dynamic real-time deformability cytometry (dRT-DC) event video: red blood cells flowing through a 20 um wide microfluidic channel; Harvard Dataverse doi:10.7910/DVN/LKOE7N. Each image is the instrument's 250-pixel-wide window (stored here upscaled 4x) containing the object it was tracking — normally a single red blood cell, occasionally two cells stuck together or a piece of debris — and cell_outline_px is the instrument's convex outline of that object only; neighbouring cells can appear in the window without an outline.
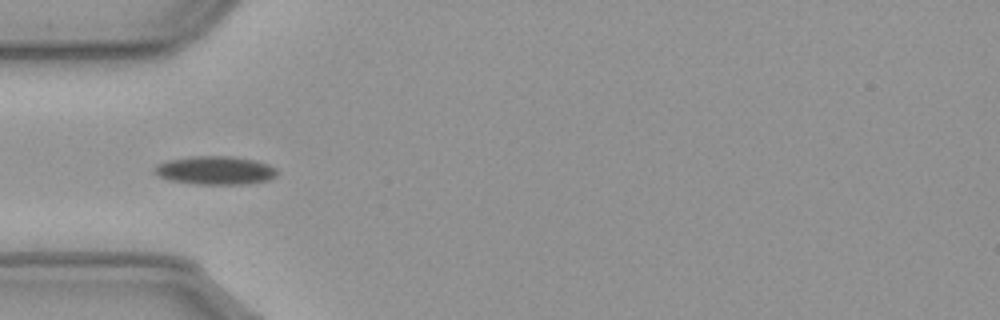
{"species": "common noctule bat (a hibernating species)", "species_latin": "Nyctalus noctula", "temperature_condition": "cold", "stored_images_in_passage": 12, "camera_frame_rate_fps": 3000, "um_per_image_px": 0.085, "animal": {"sex": "male", "body_mass_g": 23.1, "forearm_length_mm": 52.7}, "frame": {"image": 1, "passage_image": 6, "time_ms": 1.667, "image_size_px": [1000, 320], "cell_outline_px": [[276, 176], [268, 180], [248, 184], [196, 184], [172, 180], [160, 176], [156, 172], [156, 168], [160, 164], [168, 160], [192, 156], [228, 156], [252, 160], [268, 164], [276, 168]], "centroid_in_image_um": [18.35, 14.48], "position_along_channel_um": 66.6, "area_um2": 19.88}}